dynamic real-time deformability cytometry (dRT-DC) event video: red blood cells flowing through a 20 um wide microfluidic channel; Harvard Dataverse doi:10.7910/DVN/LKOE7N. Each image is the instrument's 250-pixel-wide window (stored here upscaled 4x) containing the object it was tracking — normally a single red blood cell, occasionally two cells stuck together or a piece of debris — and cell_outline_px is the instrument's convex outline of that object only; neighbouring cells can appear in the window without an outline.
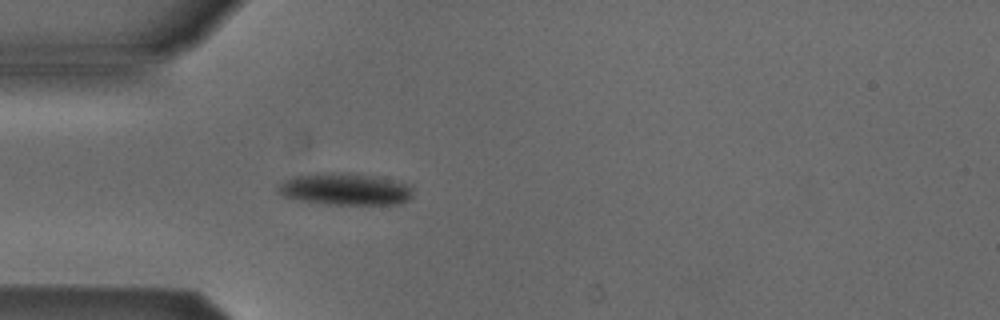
{"species": "Egyptian fruit bat (a non-hibernating species)", "species_latin": "Rousettus aegyptiacus", "temperature_condition": "cold", "stored_images_in_passage": 45, "camera_frame_rate_fps": 3000, "um_per_image_px": 0.085, "animal": {"sex": "male"}, "frame": {"image": 1, "passage_image": 7, "time_ms": 2.0, "image_size_px": [1000, 320], "cell_outline_px": [[412, 196], [408, 200], [400, 204], [308, 204], [284, 196], [276, 192], [276, 184], [292, 176], [316, 172], [352, 172], [376, 176], [412, 184]], "centroid_in_image_um": [29.27, 16.06], "position_along_channel_um": 55.7, "area_um2": 26.18}}
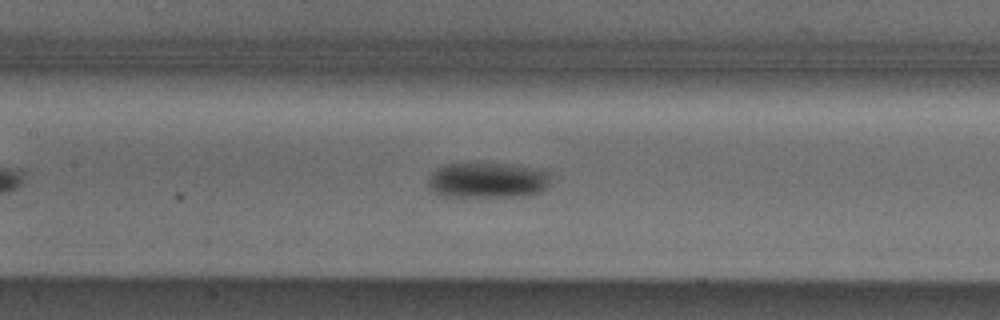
{"frame": {"image": 2, "passage_image": 16, "time_ms": 5.0, "image_size_px": [1000, 320], "cell_outline_px": [[548, 188], [540, 192], [524, 196], [440, 196], [432, 192], [428, 184], [428, 176], [436, 168], [448, 164], [504, 164], [528, 168], [548, 172]], "centroid_in_image_um": [41.37, 15.34], "position_along_channel_um": 166.0, "area_um2": 24.97}}
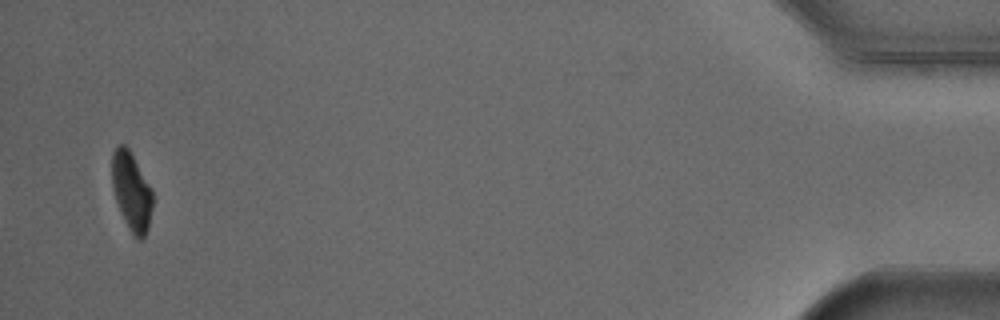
{"frame": {"image": 3, "passage_image": 43, "time_ms": 14.0, "image_size_px": [1000, 320], "cell_outline_px": [[152, 208], [148, 228], [144, 236], [140, 240], [132, 232], [124, 220], [120, 212], [112, 188], [112, 152], [120, 144], [124, 144], [128, 148], [152, 188]], "centroid_in_image_um": [11.17, 16.25], "position_along_channel_um": 424.0, "area_um2": 18.32}, "authors_computed_cell_mechanics": {"area_um2": 23.0622, "velocity_mm_per_s": 3.8614, "shape_relaxation_time_tau1_ms": 1.6033, "shape_relaxation_time_tau2_ms": null, "deformation_change_tau1": 0.0944, "deformation_change_tau2": null}}